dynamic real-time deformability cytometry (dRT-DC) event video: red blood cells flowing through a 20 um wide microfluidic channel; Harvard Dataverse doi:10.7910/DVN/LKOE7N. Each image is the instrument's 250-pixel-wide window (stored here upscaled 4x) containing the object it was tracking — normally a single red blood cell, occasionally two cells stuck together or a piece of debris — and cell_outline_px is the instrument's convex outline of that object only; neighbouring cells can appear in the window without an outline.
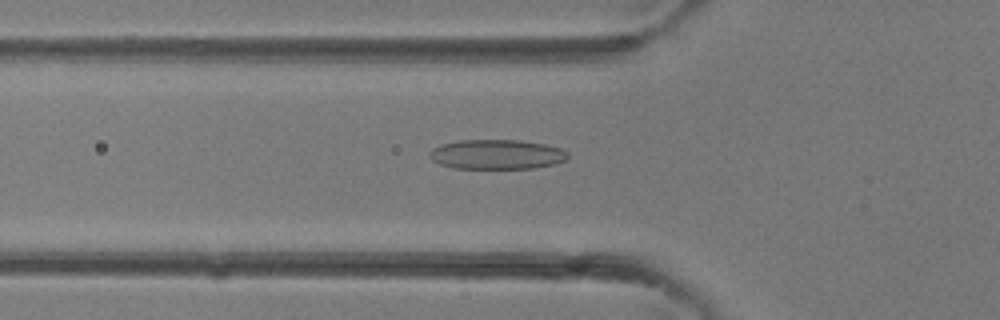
{"species": "common noctule bat (a hibernating species)", "species_latin": "Nyctalus noctula", "temperature_condition": "room temperature", "stored_images_in_passage": 25, "camera_frame_rate_fps": 3000, "um_per_image_px": 0.085, "animal": {"sex": "female"}, "frame": {"image": 1, "passage_image": 4, "time_ms": 1.0, "image_size_px": [1000, 320], "cell_outline_px": [[568, 156], [564, 160], [552, 164], [532, 168], [452, 168], [440, 164], [432, 160], [428, 152], [432, 148], [440, 144], [460, 140], [520, 140], [544, 144], [560, 148], [568, 152]], "centroid_in_image_um": [42.17, 13.11], "position_along_channel_um": 83.6, "area_um2": 23.81}}
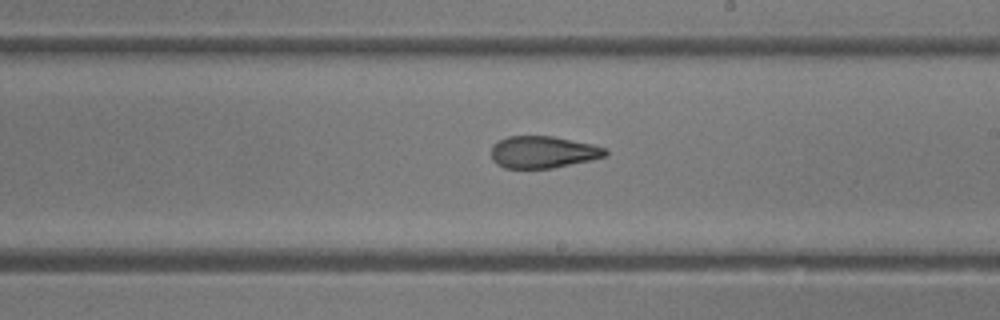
{"frame": {"image": 2, "passage_image": 13, "time_ms": 4.0, "image_size_px": [1000, 320], "cell_outline_px": [[608, 156], [592, 160], [552, 168], [504, 168], [496, 164], [492, 160], [492, 144], [508, 136], [552, 136], [592, 144], [608, 148]], "centroid_in_image_um": [46.18, 12.93], "position_along_channel_um": 242.8, "area_um2": 21.44}}
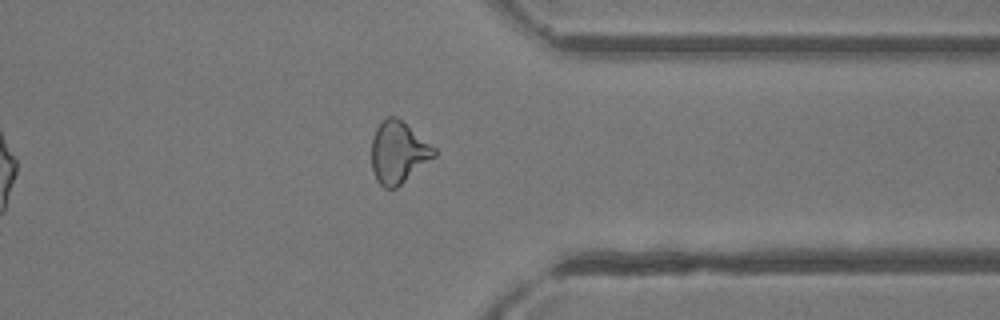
{"frame": {"image": 3, "passage_image": 21, "time_ms": 6.667, "image_size_px": [1000, 320], "cell_outline_px": [[436, 156], [396, 188], [384, 188], [376, 180], [372, 168], [372, 136], [380, 120], [388, 116], [396, 116], [436, 148]], "centroid_in_image_um": [33.84, 12.94], "position_along_channel_um": 377.6, "area_um2": 22.6}}